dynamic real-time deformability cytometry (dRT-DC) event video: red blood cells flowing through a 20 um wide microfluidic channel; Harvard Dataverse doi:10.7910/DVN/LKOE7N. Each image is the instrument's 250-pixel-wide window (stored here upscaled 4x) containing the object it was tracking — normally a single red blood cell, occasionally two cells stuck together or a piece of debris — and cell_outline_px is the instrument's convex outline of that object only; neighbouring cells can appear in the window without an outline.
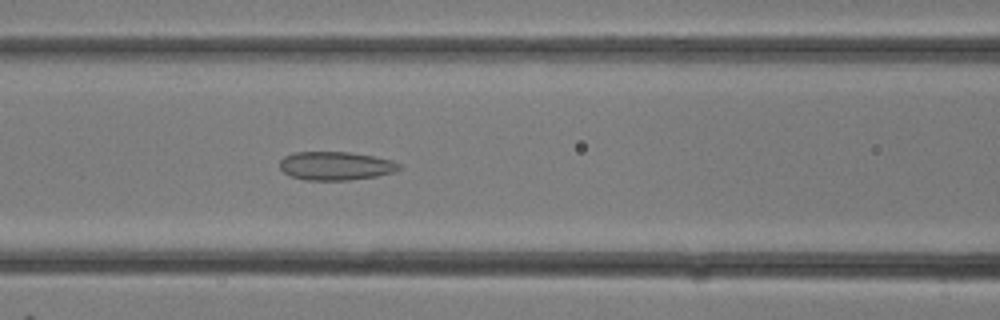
{"species": "common noctule bat (a hibernating species)", "species_latin": "Nyctalus noctula", "temperature_condition": "room temperature", "stored_images_in_passage": 12, "camera_frame_rate_fps": 3000, "um_per_image_px": 0.085, "animal": {"sex": "female"}, "frame": {"image": 1, "passage_image": 12, "time_ms": 3.667, "image_size_px": [1000, 320], "cell_outline_px": [[404, 168], [392, 172], [376, 176], [348, 180], [304, 180], [292, 176], [284, 172], [280, 168], [280, 160], [284, 156], [292, 152], [348, 152], [372, 156], [392, 160], [400, 164]], "centroid_in_image_um": [28.53, 14.09], "position_along_channel_um": 138.1, "area_um2": 19.83}}